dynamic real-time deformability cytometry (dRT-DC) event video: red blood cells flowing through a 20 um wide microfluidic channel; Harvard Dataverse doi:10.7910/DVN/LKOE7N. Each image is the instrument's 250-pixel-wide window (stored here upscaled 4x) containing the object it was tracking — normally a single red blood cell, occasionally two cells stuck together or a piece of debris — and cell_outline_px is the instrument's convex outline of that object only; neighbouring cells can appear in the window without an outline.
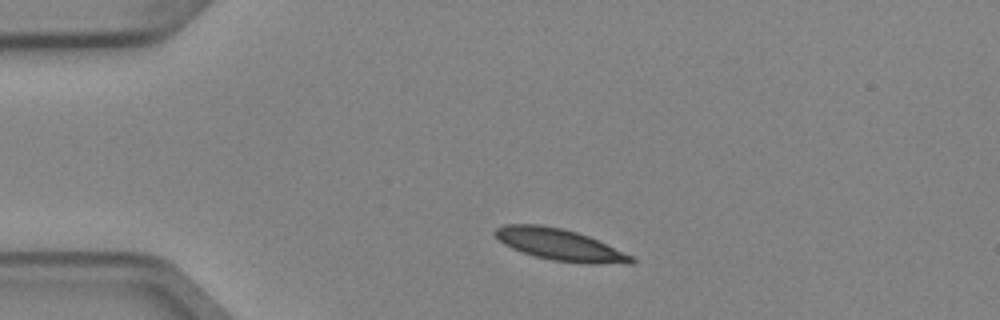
{"species": "Egyptian fruit bat (a non-hibernating species)", "species_latin": "Rousettus aegyptiacus", "temperature_condition": "cold", "stored_images_in_passage": 2, "camera_frame_rate_fps": 3000, "um_per_image_px": 0.085, "animal": {"sex": "female"}, "frame": {"image": 1, "passage_image": 1, "time_ms": 0.0, "image_size_px": [1000, 320], "cell_outline_px": [[636, 264], [584, 264], [552, 260], [536, 256], [512, 248], [504, 244], [492, 232], [496, 228], [504, 224], [540, 224], [560, 228], [576, 232], [588, 236], [632, 256], [636, 260]], "centroid_in_image_um": [47.6, 20.81], "position_along_channel_um": 37.4, "area_um2": 24.97}}